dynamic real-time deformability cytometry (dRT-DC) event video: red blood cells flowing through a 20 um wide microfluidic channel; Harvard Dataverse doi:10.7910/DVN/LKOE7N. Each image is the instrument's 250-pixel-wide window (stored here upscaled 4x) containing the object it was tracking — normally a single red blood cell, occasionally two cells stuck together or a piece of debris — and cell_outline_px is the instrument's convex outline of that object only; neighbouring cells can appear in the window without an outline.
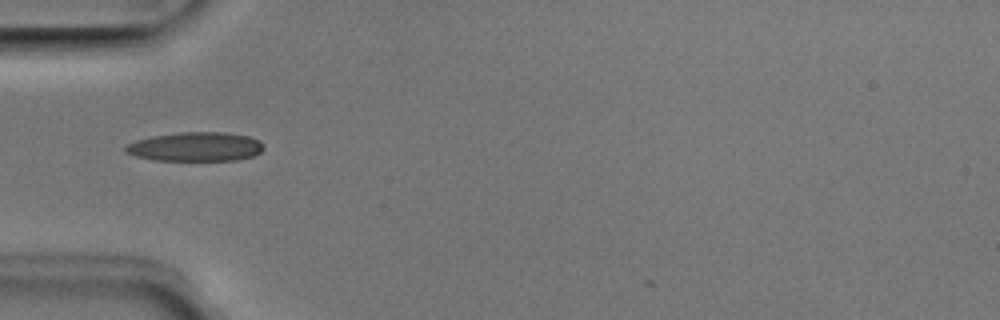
{"species": "Egyptian fruit bat (a non-hibernating species)", "species_latin": "Rousettus aegyptiacus", "temperature_condition": "room temperature", "stored_images_in_passage": 31, "camera_frame_rate_fps": 3000, "um_per_image_px": 0.085, "animal": {"sex": "male"}, "frame": {"image": 1, "passage_image": 1, "time_ms": 0.0, "image_size_px": [1000, 320], "cell_outline_px": [[264, 148], [260, 152], [252, 156], [236, 160], [156, 160], [136, 156], [128, 152], [124, 148], [124, 144], [136, 140], [152, 136], [180, 132], [224, 132], [248, 136], [260, 140], [264, 144]], "centroid_in_image_um": [16.63, 12.46], "position_along_channel_um": 68.4, "area_um2": 23.41}}
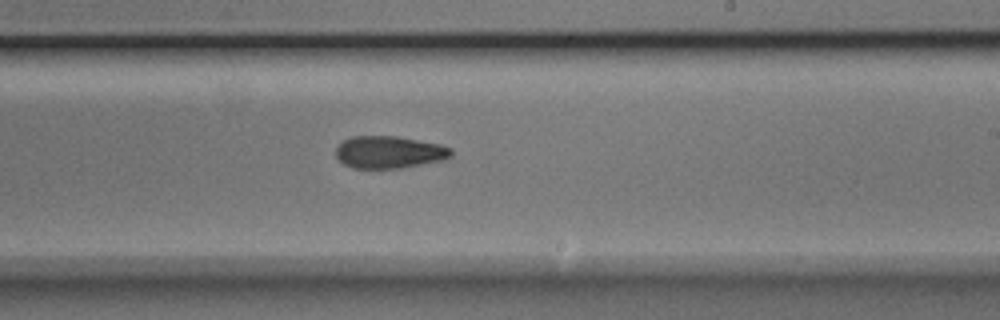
{"frame": {"image": 2, "passage_image": 15, "time_ms": 4.667, "image_size_px": [1000, 320], "cell_outline_px": [[452, 156], [444, 160], [400, 168], [352, 168], [344, 164], [336, 156], [336, 148], [344, 140], [352, 136], [396, 136], [440, 144], [452, 148]], "centroid_in_image_um": [33.1, 12.93], "position_along_channel_um": 255.9, "area_um2": 21.68}}
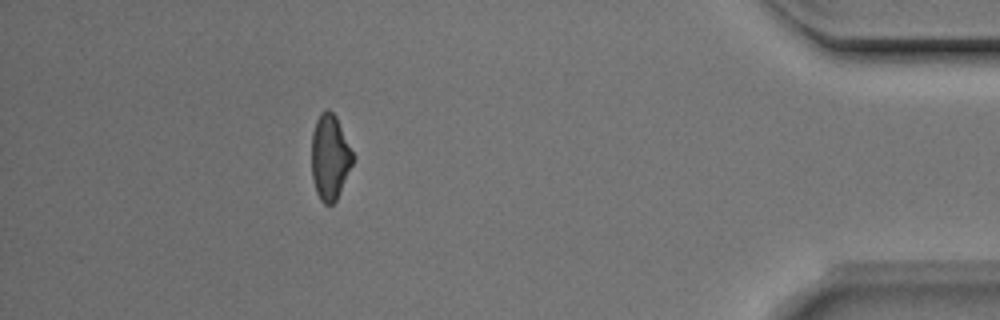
{"frame": {"image": 3, "passage_image": 30, "time_ms": 9.667, "image_size_px": [1000, 320], "cell_outline_px": [[356, 156], [336, 200], [332, 204], [324, 204], [320, 200], [316, 192], [312, 176], [312, 132], [316, 120], [320, 112], [328, 108], [336, 116]], "centroid_in_image_um": [28.05, 13.33], "position_along_channel_um": 407.1, "area_um2": 20.69}}